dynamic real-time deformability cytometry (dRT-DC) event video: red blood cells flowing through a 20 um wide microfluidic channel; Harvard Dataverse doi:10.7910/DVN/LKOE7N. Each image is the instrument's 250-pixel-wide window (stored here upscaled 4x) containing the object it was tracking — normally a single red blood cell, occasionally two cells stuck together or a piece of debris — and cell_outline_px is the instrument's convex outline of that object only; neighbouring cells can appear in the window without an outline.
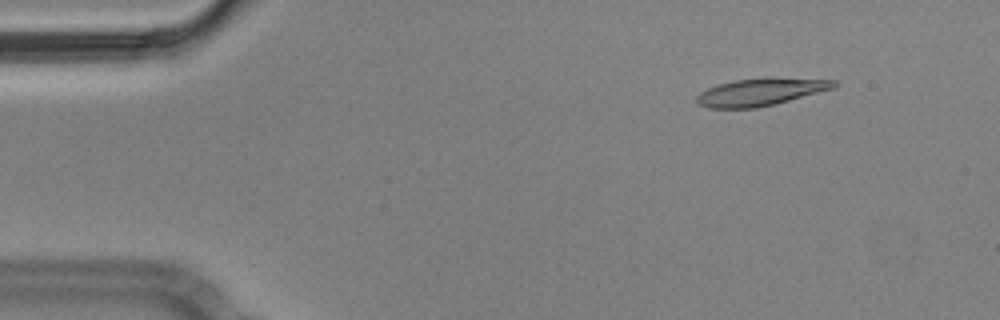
{"species": "Egyptian fruit bat (a non-hibernating species)", "species_latin": "Rousettus aegyptiacus", "temperature_condition": "cold", "stored_images_in_passage": 6, "camera_frame_rate_fps": 3000, "um_per_image_px": 0.085, "animal": {"sex": "male"}, "frame": {"image": 1, "passage_image": 2, "time_ms": 0.333, "image_size_px": [1000, 320], "cell_outline_px": [[840, 84], [832, 88], [776, 104], [756, 108], [708, 108], [696, 104], [696, 96], [700, 92], [716, 84], [736, 80], [768, 76], [840, 80]], "centroid_in_image_um": [64.67, 7.79], "position_along_channel_um": 20.3, "area_um2": 22.43}}
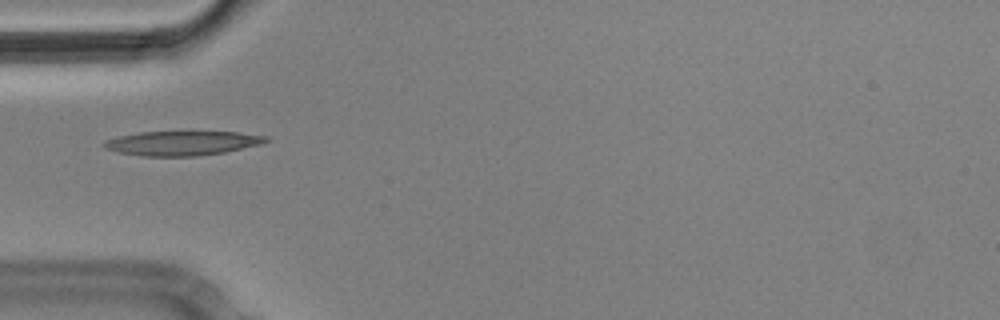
{"frame": {"image": 2, "passage_image": 5, "time_ms": 1.333, "image_size_px": [1000, 320], "cell_outline_px": [[268, 140], [260, 144], [224, 152], [196, 156], [140, 156], [120, 152], [104, 148], [100, 144], [108, 140], [120, 136], [140, 132], [240, 132], [268, 136]], "centroid_in_image_um": [15.48, 12.17], "position_along_channel_um": 69.5, "area_um2": 22.77}}